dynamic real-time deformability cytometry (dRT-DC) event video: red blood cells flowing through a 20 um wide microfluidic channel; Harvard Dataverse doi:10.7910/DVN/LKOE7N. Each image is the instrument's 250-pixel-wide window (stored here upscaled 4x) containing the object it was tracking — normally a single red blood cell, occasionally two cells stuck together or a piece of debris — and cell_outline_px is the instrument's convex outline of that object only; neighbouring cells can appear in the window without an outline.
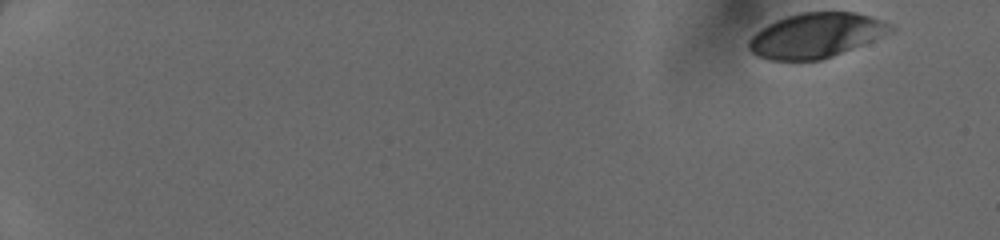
{"species": "human", "species_latin": "Homo sapiens", "temperature_condition": "cold", "stored_images_in_passage": 18, "camera_frame_rate_fps": 3000, "um_per_image_px": 0.085, "donor": {"sex": "female"}, "frame": {"image": 1, "passage_image": 1, "time_ms": 0.0, "image_size_px": [1000, 240], "cell_outline_px": [[896, 28], [892, 32], [832, 56], [820, 60], [768, 60], [756, 56], [748, 48], [748, 40], [756, 32], [768, 24], [776, 20], [800, 12], [856, 12], [872, 16]], "centroid_in_image_um": [69.33, 3.0], "position_along_channel_um": 15.7, "area_um2": 36.7}}
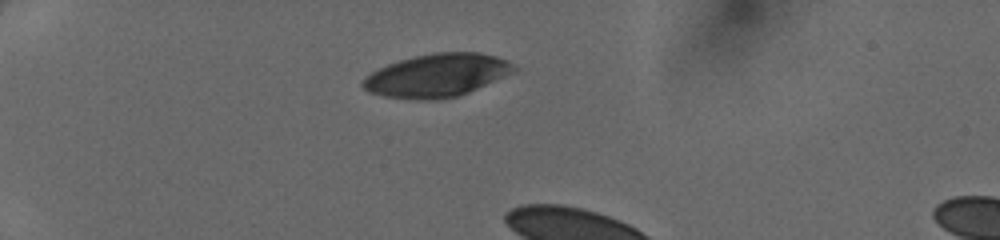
{"frame": {"image": 2, "passage_image": 13, "time_ms": 4.0, "image_size_px": [1000, 240], "cell_outline_px": [[516, 72], [468, 92], [456, 96], [436, 100], [416, 100], [384, 96], [368, 92], [360, 84], [360, 80], [364, 76], [388, 64], [400, 60], [432, 52], [480, 52], [496, 56], [512, 64], [516, 68]], "centroid_in_image_um": [37.11, 6.41], "position_along_channel_um": 47.9, "area_um2": 37.97}}